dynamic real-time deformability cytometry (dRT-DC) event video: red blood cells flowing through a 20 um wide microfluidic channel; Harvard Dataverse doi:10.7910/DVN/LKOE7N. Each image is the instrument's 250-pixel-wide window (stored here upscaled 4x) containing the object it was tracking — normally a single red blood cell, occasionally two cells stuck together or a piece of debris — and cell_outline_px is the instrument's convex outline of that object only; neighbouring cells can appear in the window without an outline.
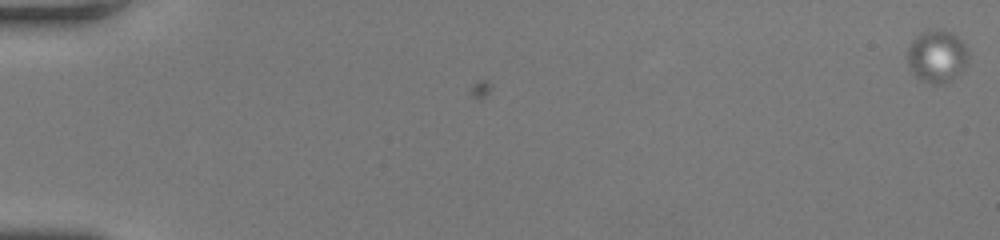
{"species": "human", "species_latin": "Homo sapiens", "temperature_condition": "room temperature", "stored_images_in_passage": 3, "camera_frame_rate_fps": 3000, "um_per_image_px": 0.085, "donor": {"sex": "female"}, "frame": {"image": 1, "passage_image": 3, "time_ms": 0.667, "image_size_px": [1000, 240], "cell_outline_px": [[968, 64], [960, 72], [948, 80], [940, 84], [932, 84], [920, 80], [912, 72], [908, 64], [908, 44], [920, 32], [928, 28], [940, 28], [956, 36], [964, 44], [968, 52]], "centroid_in_image_um": [79.62, 4.75], "position_along_channel_um": 5.4, "area_um2": 18.73}}